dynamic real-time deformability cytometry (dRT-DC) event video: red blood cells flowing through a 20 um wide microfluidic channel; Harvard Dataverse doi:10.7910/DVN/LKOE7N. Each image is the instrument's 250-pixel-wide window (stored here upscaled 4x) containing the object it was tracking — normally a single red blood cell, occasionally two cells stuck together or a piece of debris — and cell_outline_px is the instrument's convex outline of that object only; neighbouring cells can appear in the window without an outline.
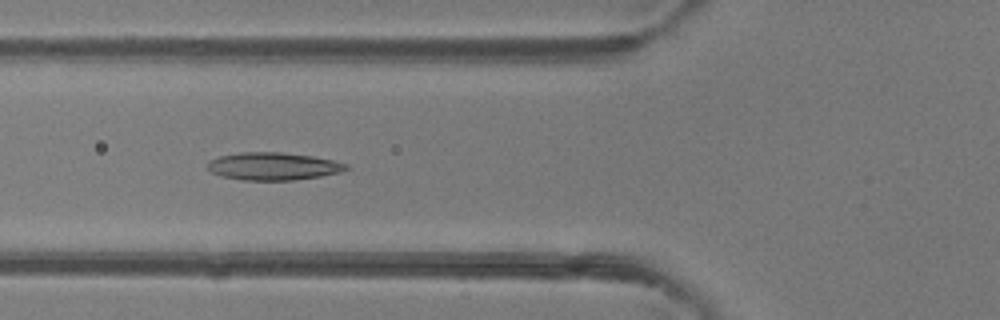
{"species": "common noctule bat (a hibernating species)", "species_latin": "Nyctalus noctula", "temperature_condition": "room temperature", "stored_images_in_passage": 40, "camera_frame_rate_fps": 3000, "um_per_image_px": 0.085, "animal": {"sex": "female"}, "frame": {"image": 1, "passage_image": 8, "time_ms": 2.333, "image_size_px": [1000, 320], "cell_outline_px": [[348, 168], [340, 172], [320, 176], [296, 180], [244, 180], [224, 176], [212, 172], [208, 168], [208, 164], [212, 160], [220, 156], [240, 152], [280, 152], [312, 156], [332, 160], [348, 164]], "centroid_in_image_um": [23.25, 14.13], "position_along_channel_um": 102.5, "area_um2": 22.02}}
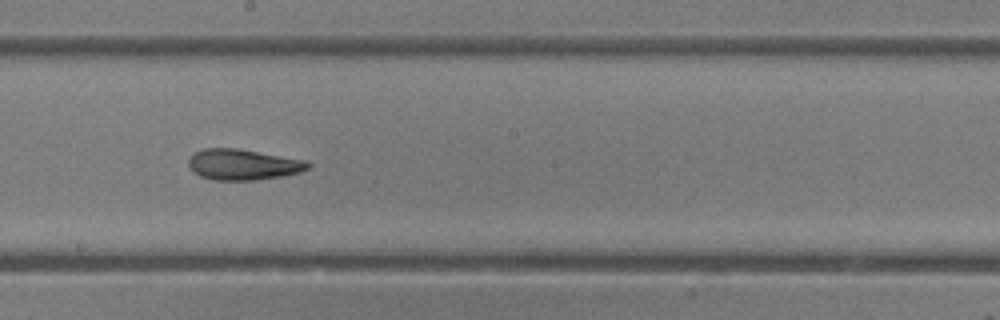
{"frame": {"image": 2, "passage_image": 17, "time_ms": 5.333, "image_size_px": [1000, 320], "cell_outline_px": [[312, 164], [308, 168], [300, 172], [280, 176], [256, 180], [212, 180], [200, 176], [192, 172], [188, 164], [188, 160], [196, 152], [204, 148], [236, 148], [308, 160]], "centroid_in_image_um": [20.66, 13.99], "position_along_channel_um": 227.5, "area_um2": 21.5}}
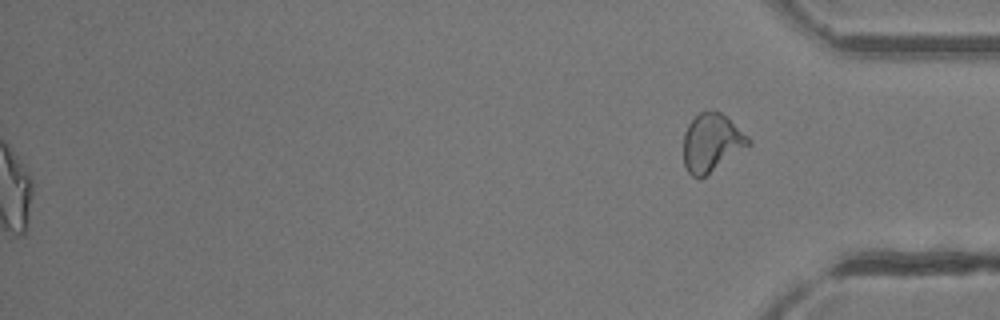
{"frame": {"image": 3, "passage_image": 40, "time_ms": 13.0, "image_size_px": [1000, 320], "cell_outline_px": [[752, 144], [700, 180], [696, 180], [688, 172], [684, 164], [684, 132], [688, 124], [700, 112], [720, 112], [748, 136], [752, 140]], "centroid_in_image_um": [60.48, 12.18], "position_along_channel_um": 374.7, "area_um2": 21.91}, "authors_computed_cell_mechanics": {"area_um2": 21.9062, "velocity_mm_per_s": 4.1536, "shape_relaxation_time_tau1_ms": 8.9105, "shape_relaxation_time_tau2_ms": 2.9874, "deformation_change_tau1": 0.2306, "deformation_change_tau2": 0.1121}}